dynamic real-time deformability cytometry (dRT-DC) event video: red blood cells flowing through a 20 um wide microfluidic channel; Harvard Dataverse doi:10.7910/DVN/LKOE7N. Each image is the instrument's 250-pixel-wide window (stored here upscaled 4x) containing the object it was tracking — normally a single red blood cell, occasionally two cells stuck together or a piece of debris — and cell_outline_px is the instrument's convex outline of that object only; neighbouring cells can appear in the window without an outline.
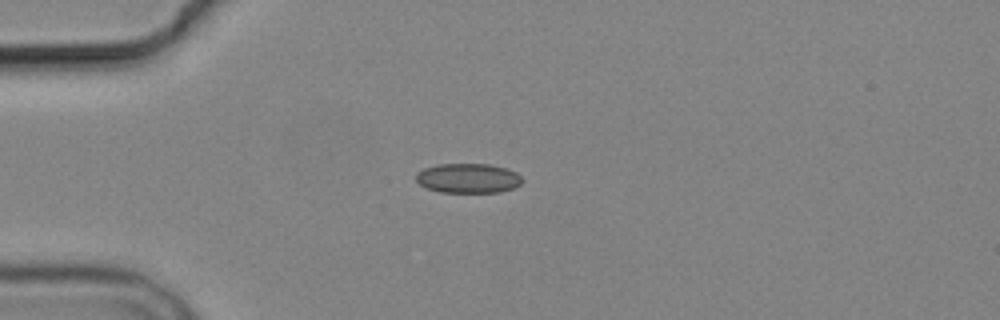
{"species": "common noctule bat (a hibernating species)", "species_latin": "Nyctalus noctula", "temperature_condition": "cold", "stored_images_in_passage": 4, "camera_frame_rate_fps": 3000, "um_per_image_px": 0.085, "animal": {"sex": "male", "body_mass_g": 19.2, "forearm_length_mm": 51.8}, "frame": {"image": 1, "passage_image": 1, "time_ms": 0.0, "image_size_px": [1000, 320], "cell_outline_px": [[524, 180], [520, 184], [512, 188], [500, 192], [440, 192], [428, 188], [420, 184], [416, 180], [416, 172], [424, 168], [440, 164], [488, 164], [504, 168], [516, 172]], "centroid_in_image_um": [39.78, 15.15], "position_along_channel_um": 45.2, "area_um2": 18.21}}
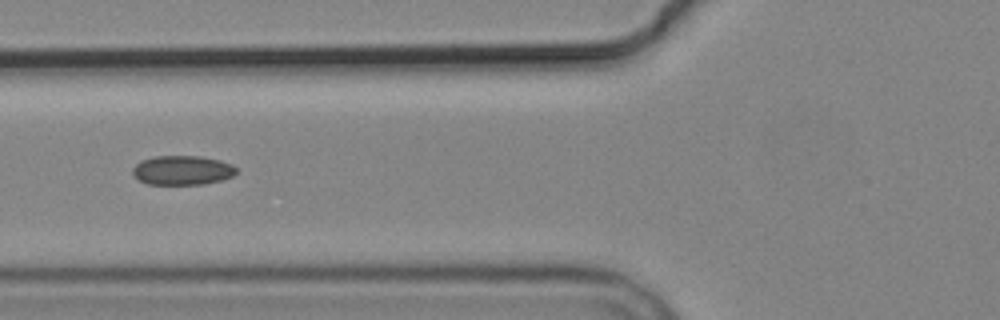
{"frame": {"image": 2, "passage_image": 3, "time_ms": 2.333, "image_size_px": [1000, 320], "cell_outline_px": [[236, 172], [232, 176], [220, 180], [204, 184], [148, 184], [140, 180], [132, 172], [132, 168], [140, 160], [156, 156], [200, 156], [220, 160], [232, 164], [236, 168]], "centroid_in_image_um": [15.49, 14.46], "position_along_channel_um": 110.3, "area_um2": 17.63}}
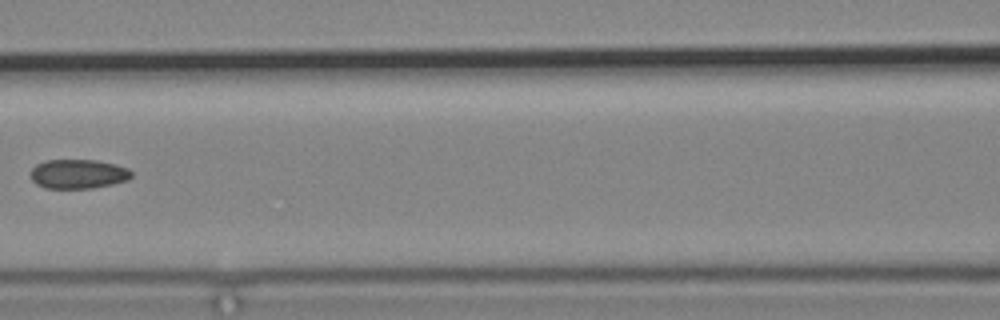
{"frame": {"image": 3, "passage_image": 4, "time_ms": 3.667, "image_size_px": [1000, 320], "cell_outline_px": [[132, 176], [128, 180], [112, 184], [92, 188], [44, 188], [36, 184], [32, 180], [32, 168], [36, 164], [44, 160], [96, 160], [116, 164], [128, 168], [132, 172]], "centroid_in_image_um": [6.66, 14.78], "position_along_channel_um": 159.9, "area_um2": 17.28}}